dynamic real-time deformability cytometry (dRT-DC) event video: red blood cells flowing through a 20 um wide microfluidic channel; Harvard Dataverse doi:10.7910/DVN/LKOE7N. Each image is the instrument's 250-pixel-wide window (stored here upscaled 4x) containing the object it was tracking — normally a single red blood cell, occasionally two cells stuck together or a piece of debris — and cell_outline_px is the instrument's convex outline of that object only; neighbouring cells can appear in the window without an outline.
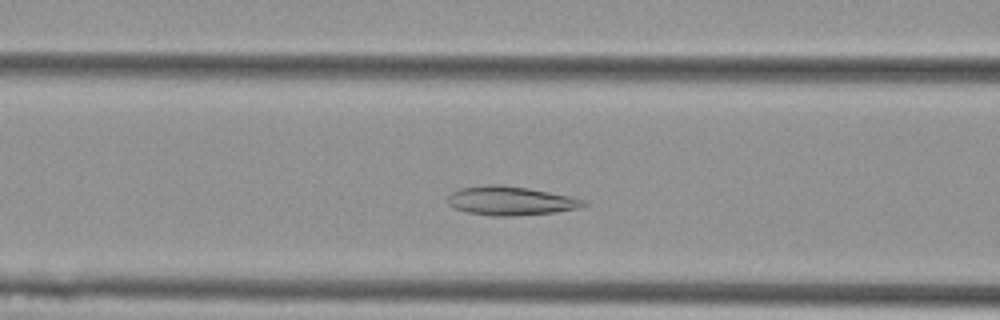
{"species": "Egyptian fruit bat (a non-hibernating species)", "species_latin": "Rousettus aegyptiacus", "temperature_condition": "cold", "stored_images_in_passage": 45, "camera_frame_rate_fps": 3000, "um_per_image_px": 0.085, "animal": {"sex": "female"}, "frame": {"image": 1, "passage_image": 13, "time_ms": 4.0, "image_size_px": [1000, 320], "cell_outline_px": [[588, 204], [580, 208], [556, 212], [516, 216], [488, 216], [468, 212], [452, 208], [448, 204], [448, 196], [452, 192], [460, 188], [492, 184], [500, 184], [528, 188], [588, 200]], "centroid_in_image_um": [43.41, 17.08], "position_along_channel_um": 123.2, "area_um2": 23.06}}
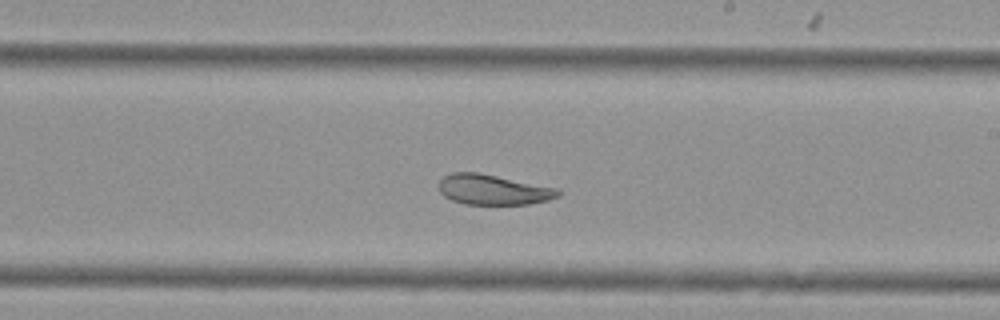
{"frame": {"image": 2, "passage_image": 23, "time_ms": 7.333, "image_size_px": [1000, 320], "cell_outline_px": [[560, 196], [548, 200], [528, 204], [464, 204], [452, 200], [444, 196], [440, 192], [440, 180], [444, 176], [452, 172], [476, 172], [560, 188]], "centroid_in_image_um": [41.95, 16.12], "position_along_channel_um": 247.1, "area_um2": 20.98}}
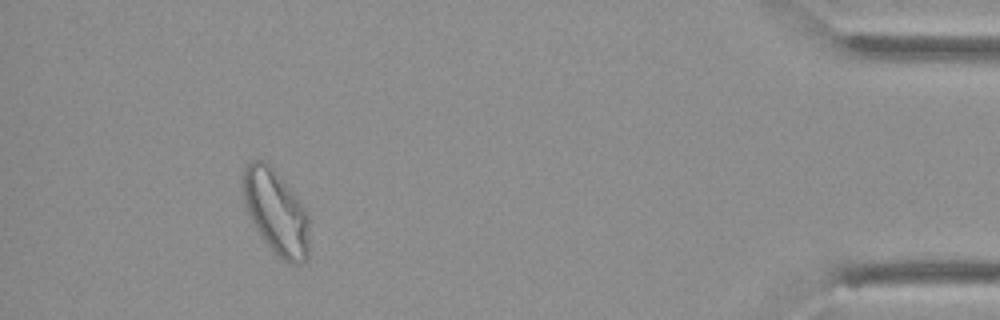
{"frame": {"image": 3, "passage_image": 41, "time_ms": 13.333, "image_size_px": [1000, 320], "cell_outline_px": [[308, 256], [300, 264], [288, 264], [260, 236], [244, 204], [244, 164], [248, 160], [264, 160], [276, 172], [300, 200], [308, 212]], "centroid_in_image_um": [23.47, 18.01], "position_along_channel_um": 411.7, "area_um2": 32.19}, "authors_computed_cell_mechanics": {"area_um2": 24.9696, "velocity_mm_per_s": 3.7358, "shape_relaxation_time_tau1_ms": null, "shape_relaxation_time_tau2_ms": 4.0701, "deformation_change_tau1": null, "deformation_change_tau2": 0.0498}}